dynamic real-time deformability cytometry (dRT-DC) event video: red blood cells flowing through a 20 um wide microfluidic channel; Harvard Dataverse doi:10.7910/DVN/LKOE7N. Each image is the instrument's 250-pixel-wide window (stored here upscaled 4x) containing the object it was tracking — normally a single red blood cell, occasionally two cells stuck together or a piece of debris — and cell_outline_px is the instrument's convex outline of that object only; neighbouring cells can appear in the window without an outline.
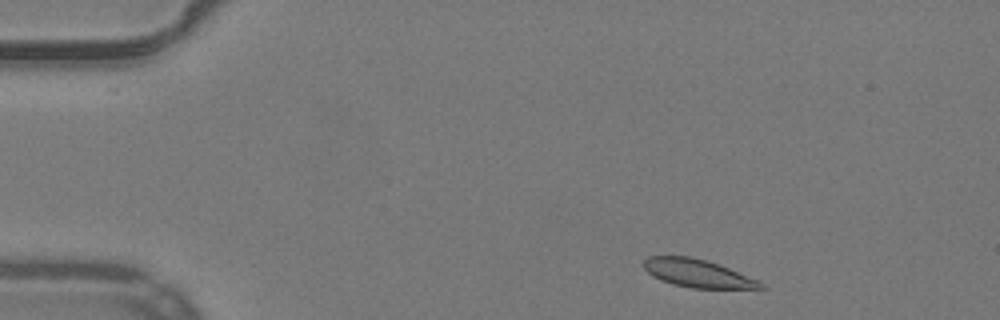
{"species": "common noctule bat (a hibernating species)", "species_latin": "Nyctalus noctula", "temperature_condition": "warm", "stored_images_in_passage": 46, "camera_frame_rate_fps": 3000, "um_per_image_px": 0.085, "animal": {"sex": "male", "body_mass_g": 19.2, "forearm_length_mm": 51.8}, "frame": {"image": 1, "passage_image": 2, "time_ms": 0.333, "image_size_px": [1000, 320], "cell_outline_px": [[764, 288], [692, 288], [672, 284], [660, 280], [652, 276], [644, 268], [644, 260], [648, 256], [692, 256], [720, 264], [756, 280], [764, 284]], "centroid_in_image_um": [59.24, 23.22], "position_along_channel_um": 25.8, "area_um2": 18.9}}
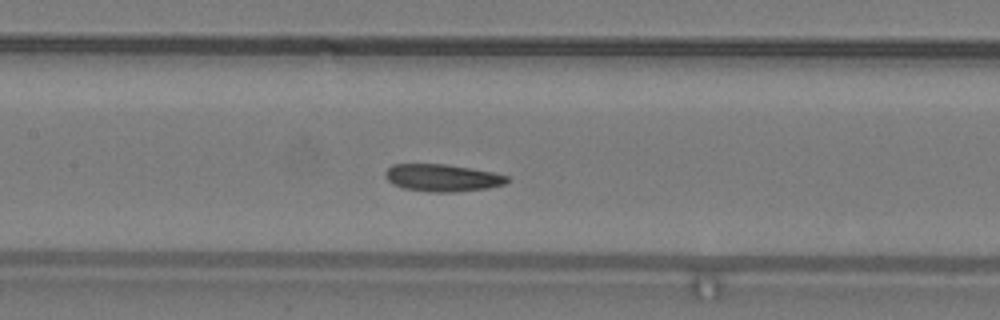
{"frame": {"image": 2, "passage_image": 19, "time_ms": 6.0, "image_size_px": [1000, 320], "cell_outline_px": [[508, 180], [504, 184], [488, 188], [456, 192], [432, 192], [404, 188], [392, 184], [384, 176], [384, 172], [392, 164], [444, 164], [492, 172], [508, 176]], "centroid_in_image_um": [37.56, 15.11], "position_along_channel_um": 169.8, "area_um2": 19.25}}
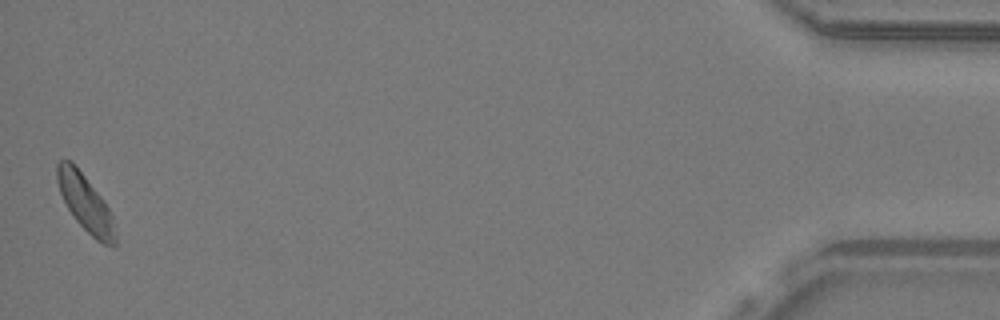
{"frame": {"image": 3, "passage_image": 46, "time_ms": 15.0, "image_size_px": [1000, 320], "cell_outline_px": [[116, 248], [104, 244], [96, 240], [76, 220], [68, 208], [60, 192], [56, 180], [56, 164], [60, 160], [72, 160], [104, 200], [112, 216], [116, 236]], "centroid_in_image_um": [7.26, 17.25], "position_along_channel_um": 427.9, "area_um2": 19.13}, "authors_computed_cell_mechanics": {"area_um2": 19.3052, "velocity_mm_per_s": 3.9036, "shape_relaxation_time_tau1_ms": null, "shape_relaxation_time_tau2_ms": 2.1717, "deformation_change_tau1": null, "deformation_change_tau2": 0.0739}}